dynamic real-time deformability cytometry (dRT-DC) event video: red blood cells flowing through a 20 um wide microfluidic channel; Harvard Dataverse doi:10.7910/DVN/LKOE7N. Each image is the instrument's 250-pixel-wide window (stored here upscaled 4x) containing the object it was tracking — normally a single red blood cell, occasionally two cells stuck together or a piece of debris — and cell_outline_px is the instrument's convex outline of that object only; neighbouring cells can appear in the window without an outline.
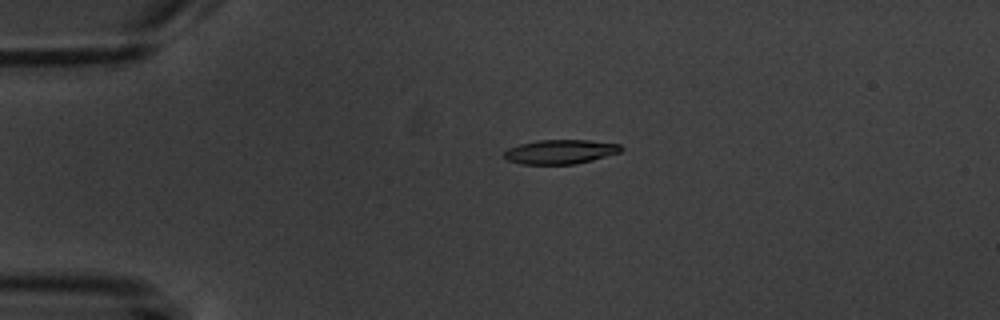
{"species": "common noctule bat (a hibernating species)", "species_latin": "Nyctalus noctula", "temperature_condition": "warm", "stored_images_in_passage": 5, "camera_frame_rate_fps": 3000, "um_per_image_px": 0.085, "animal": {"sex": "male", "body_mass_g": 20.1, "forearm_length_mm": 53.5}, "frame": {"image": 1, "passage_image": 4, "time_ms": 3.333, "image_size_px": [1000, 320], "cell_outline_px": [[624, 148], [620, 152], [592, 160], [576, 164], [520, 164], [508, 160], [504, 156], [504, 152], [508, 148], [520, 144], [536, 140], [588, 140], [620, 144]], "centroid_in_image_um": [47.63, 12.9], "position_along_channel_um": 37.4, "area_um2": 16.53}}